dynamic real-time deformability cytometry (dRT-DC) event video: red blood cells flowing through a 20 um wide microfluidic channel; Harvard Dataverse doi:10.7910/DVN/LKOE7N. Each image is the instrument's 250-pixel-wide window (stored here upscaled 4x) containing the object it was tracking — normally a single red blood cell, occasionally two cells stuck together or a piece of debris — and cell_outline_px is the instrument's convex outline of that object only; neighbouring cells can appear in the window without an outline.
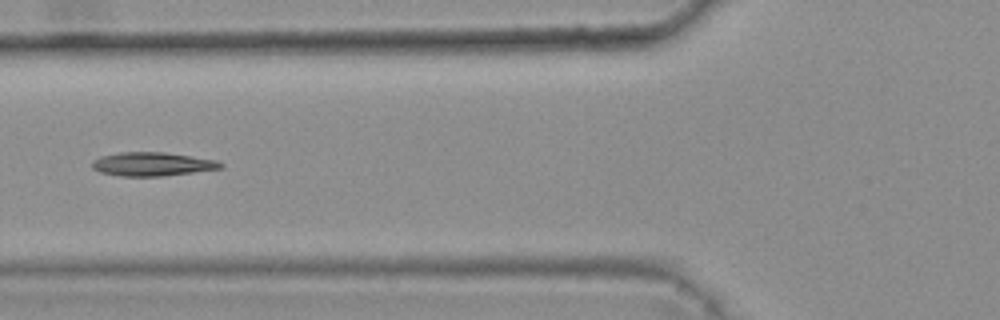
{"species": "common noctule bat (a hibernating species)", "species_latin": "Nyctalus noctula", "temperature_condition": "warm", "stored_images_in_passage": 7, "camera_frame_rate_fps": 3000, "um_per_image_px": 0.085, "animal": {"sex": "female", "body_mass_g": 25.1}, "frame": {"image": 1, "passage_image": 4, "time_ms": 1.0, "image_size_px": [1000, 320], "cell_outline_px": [[224, 168], [164, 176], [120, 176], [100, 172], [92, 168], [92, 160], [100, 156], [120, 152], [164, 152], [192, 156], [216, 160], [224, 164]], "centroid_in_image_um": [12.94, 13.95], "position_along_channel_um": 112.9, "area_um2": 17.86}}
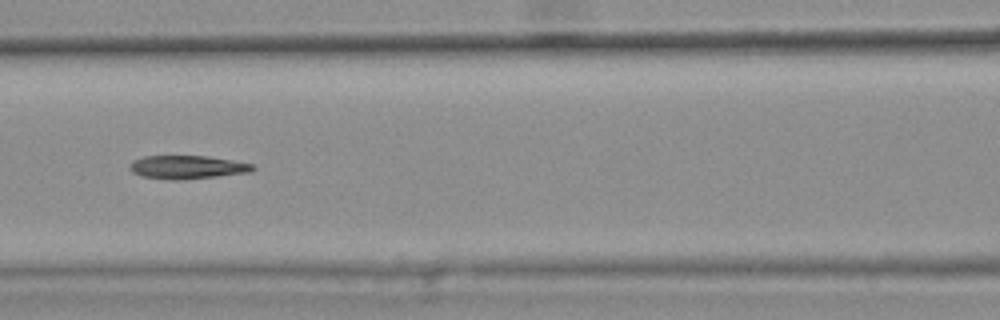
{"frame": {"image": 2, "passage_image": 5, "time_ms": 1.333, "image_size_px": [1000, 320], "cell_outline_px": [[256, 168], [252, 172], [180, 180], [168, 180], [140, 176], [132, 172], [128, 168], [128, 164], [132, 160], [144, 156], [204, 156], [232, 160], [252, 164]], "centroid_in_image_um": [15.86, 14.21], "position_along_channel_um": 150.7, "area_um2": 16.88}}